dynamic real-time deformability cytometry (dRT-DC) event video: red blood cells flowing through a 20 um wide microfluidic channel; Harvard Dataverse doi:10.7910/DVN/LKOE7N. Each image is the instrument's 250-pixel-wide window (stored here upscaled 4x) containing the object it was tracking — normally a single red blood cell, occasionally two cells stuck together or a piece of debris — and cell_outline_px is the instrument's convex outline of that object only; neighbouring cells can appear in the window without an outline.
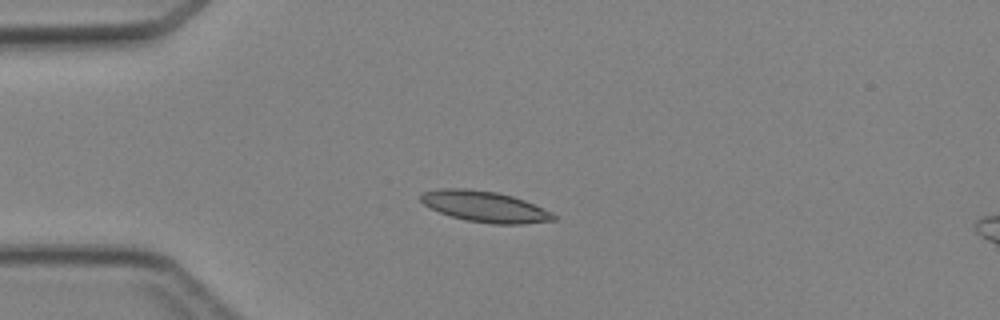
{"species": "Egyptian fruit bat (a non-hibernating species)", "species_latin": "Rousettus aegyptiacus", "temperature_condition": "cold", "stored_images_in_passage": 35, "camera_frame_rate_fps": 3000, "um_per_image_px": 0.085, "animal": {"sex": "female"}, "frame": {"image": 1, "passage_image": 1, "time_ms": 0.0, "image_size_px": [1000, 320], "cell_outline_px": [[556, 220], [520, 224], [492, 224], [464, 220], [440, 212], [424, 204], [420, 200], [420, 192], [440, 188], [468, 188], [496, 192], [512, 196], [524, 200], [552, 212], [556, 216]], "centroid_in_image_um": [41.19, 17.55], "position_along_channel_um": 43.8, "area_um2": 23.93}}
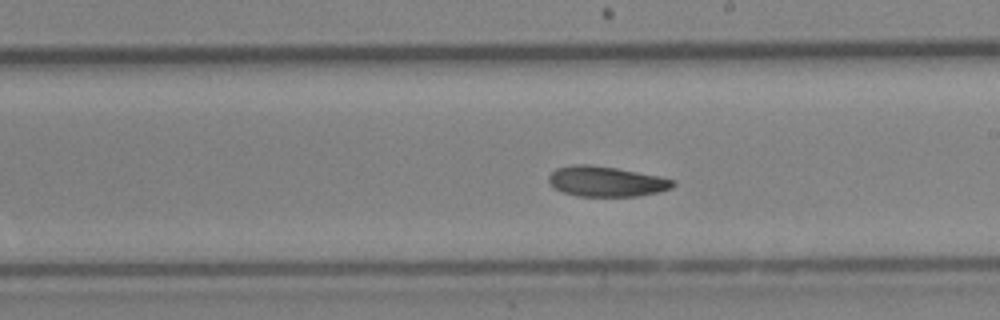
{"frame": {"image": 2, "passage_image": 16, "time_ms": 5.0, "image_size_px": [1000, 320], "cell_outline_px": [[676, 184], [672, 188], [640, 196], [576, 196], [564, 192], [556, 188], [548, 180], [548, 176], [556, 168], [572, 164], [592, 164], [616, 168], [660, 176], [676, 180]], "centroid_in_image_um": [51.55, 15.41], "position_along_channel_um": 237.4, "area_um2": 21.96}}
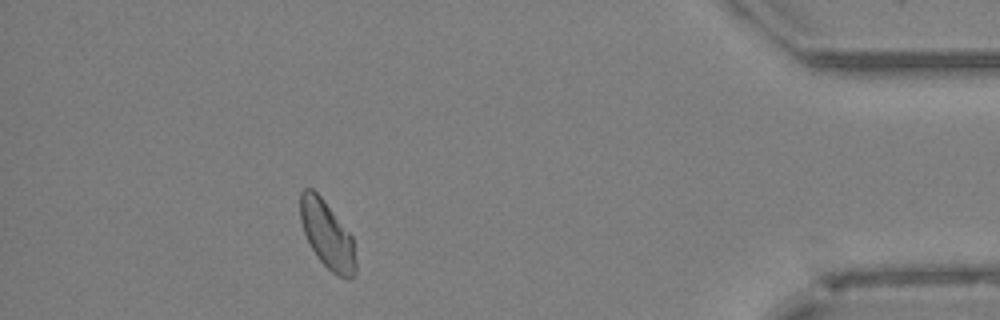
{"frame": {"image": 3, "passage_image": 31, "time_ms": 10.0, "image_size_px": [1000, 320], "cell_outline_px": [[356, 276], [348, 280], [344, 280], [332, 272], [320, 260], [312, 248], [304, 232], [300, 220], [300, 192], [304, 188], [312, 188], [324, 200], [352, 236], [356, 264]], "centroid_in_image_um": [27.82, 19.98], "position_along_channel_um": 407.4, "area_um2": 21.73}}